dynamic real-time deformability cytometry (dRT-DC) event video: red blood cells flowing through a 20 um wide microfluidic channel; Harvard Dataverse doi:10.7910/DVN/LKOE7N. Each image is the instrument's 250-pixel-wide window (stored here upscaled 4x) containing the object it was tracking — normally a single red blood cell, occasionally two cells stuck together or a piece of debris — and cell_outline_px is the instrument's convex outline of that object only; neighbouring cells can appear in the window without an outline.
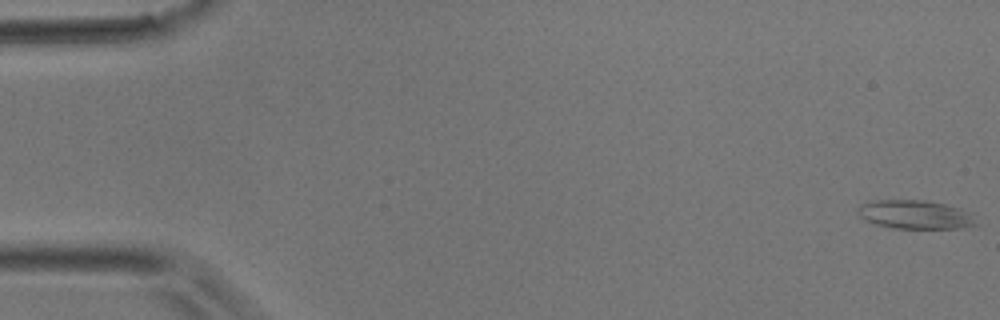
{"species": "common noctule bat (a hibernating species)", "species_latin": "Nyctalus noctula", "temperature_condition": "room temperature", "stored_images_in_passage": 10, "camera_frame_rate_fps": 3000, "um_per_image_px": 0.085, "animal": {"sex": "male", "body_mass_g": 17.9}, "frame": {"image": 1, "passage_image": 1, "time_ms": 0.0, "image_size_px": [1000, 320], "cell_outline_px": [[980, 224], [956, 228], [892, 228], [872, 224], [860, 216], [856, 212], [856, 208], [860, 204], [872, 200], [924, 200], [944, 204], [960, 208]], "centroid_in_image_um": [77.68, 18.23], "position_along_channel_um": 7.3, "area_um2": 19.71}}